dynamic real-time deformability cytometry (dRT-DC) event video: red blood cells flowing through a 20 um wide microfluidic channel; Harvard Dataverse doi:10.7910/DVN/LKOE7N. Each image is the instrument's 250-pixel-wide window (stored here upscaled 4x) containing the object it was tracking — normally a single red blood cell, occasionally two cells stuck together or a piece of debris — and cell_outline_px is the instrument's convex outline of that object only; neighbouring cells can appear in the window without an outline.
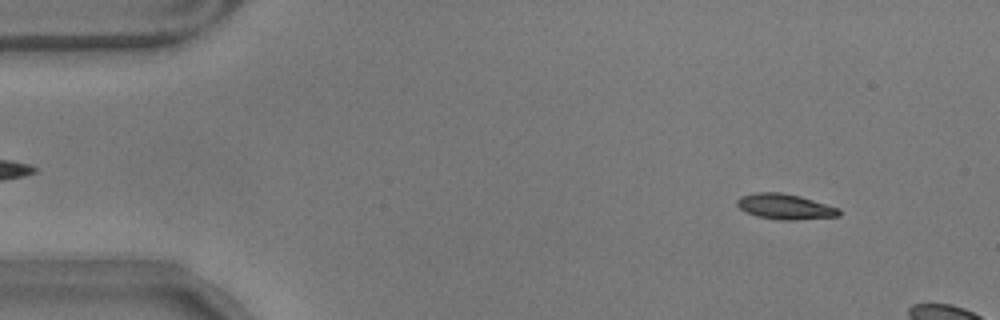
{"species": "common noctule bat (a hibernating species)", "species_latin": "Nyctalus noctula", "temperature_condition": "warm", "stored_images_in_passage": 11, "camera_frame_rate_fps": 3000, "um_per_image_px": 0.085, "animal": {"sex": "male", "body_mass_g": 17.9}, "frame": {"image": 1, "passage_image": 5, "time_ms": 1.333, "image_size_px": [1000, 320], "cell_outline_px": [[840, 216], [796, 220], [780, 220], [756, 216], [744, 212], [736, 204], [736, 200], [740, 196], [752, 192], [780, 192], [800, 196], [840, 208]], "centroid_in_image_um": [66.7, 17.56], "position_along_channel_um": 18.3, "area_um2": 15.32}}